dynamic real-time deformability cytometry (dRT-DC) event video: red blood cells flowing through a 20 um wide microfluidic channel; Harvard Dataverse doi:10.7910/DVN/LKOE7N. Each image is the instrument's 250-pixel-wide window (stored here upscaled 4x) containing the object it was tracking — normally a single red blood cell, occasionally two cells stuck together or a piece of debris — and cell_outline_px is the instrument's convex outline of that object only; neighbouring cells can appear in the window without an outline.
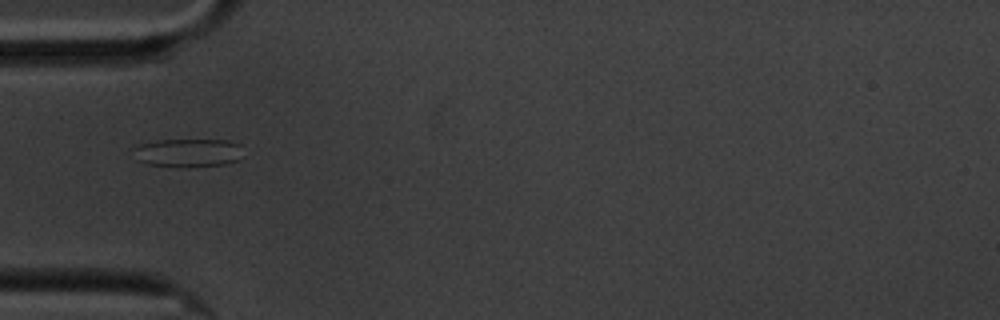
{"species": "common noctule bat (a hibernating species)", "species_latin": "Nyctalus noctula", "temperature_condition": "cold", "stored_images_in_passage": 6, "camera_frame_rate_fps": 3000, "um_per_image_px": 0.085, "animal": {"sex": "male", "body_mass_g": 20.1, "forearm_length_mm": 53.5}, "frame": {"image": 1, "passage_image": 2, "time_ms": 1.333, "image_size_px": [1000, 320], "cell_outline_px": [[240, 144], [236, 160], [224, 164], [188, 168], [176, 168], [144, 164], [136, 160], [132, 148], [140, 144], [156, 140], [228, 140]], "centroid_in_image_um": [15.85, 13.01], "position_along_channel_um": 69.1, "area_um2": 18.38}}
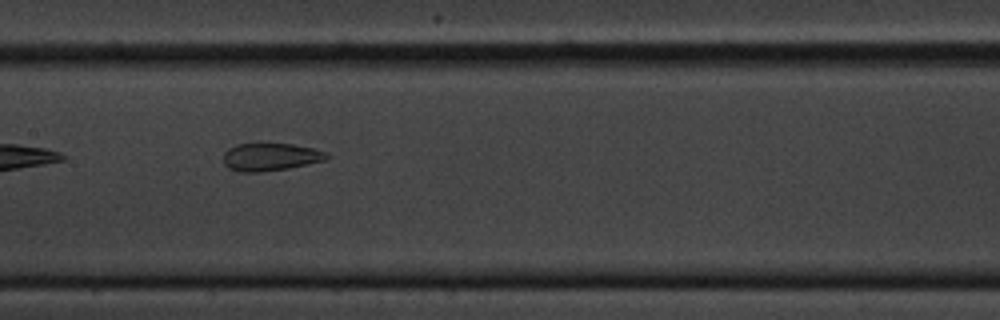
{"frame": {"image": 2, "passage_image": 5, "time_ms": 4.667, "image_size_px": [1000, 320], "cell_outline_px": [[328, 156], [324, 160], [308, 164], [288, 168], [260, 172], [240, 172], [228, 168], [224, 164], [224, 152], [228, 148], [236, 144], [292, 144], [312, 148], [328, 152]], "centroid_in_image_um": [22.96, 13.34], "position_along_channel_um": 184.4, "area_um2": 16.59}}
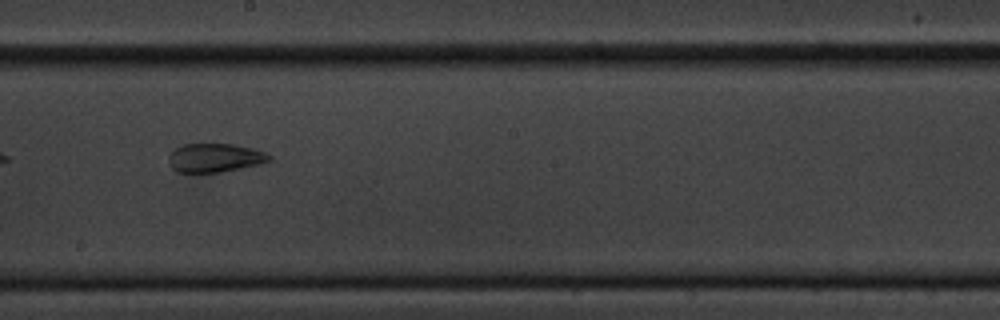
{"frame": {"image": 3, "passage_image": 6, "time_ms": 6.0, "image_size_px": [1000, 320], "cell_outline_px": [[272, 160], [260, 164], [220, 172], [176, 172], [172, 168], [168, 160], [168, 156], [176, 148], [184, 144], [236, 144], [256, 148], [272, 156]], "centroid_in_image_um": [18.3, 13.4], "position_along_channel_um": 229.9, "area_um2": 16.94}}